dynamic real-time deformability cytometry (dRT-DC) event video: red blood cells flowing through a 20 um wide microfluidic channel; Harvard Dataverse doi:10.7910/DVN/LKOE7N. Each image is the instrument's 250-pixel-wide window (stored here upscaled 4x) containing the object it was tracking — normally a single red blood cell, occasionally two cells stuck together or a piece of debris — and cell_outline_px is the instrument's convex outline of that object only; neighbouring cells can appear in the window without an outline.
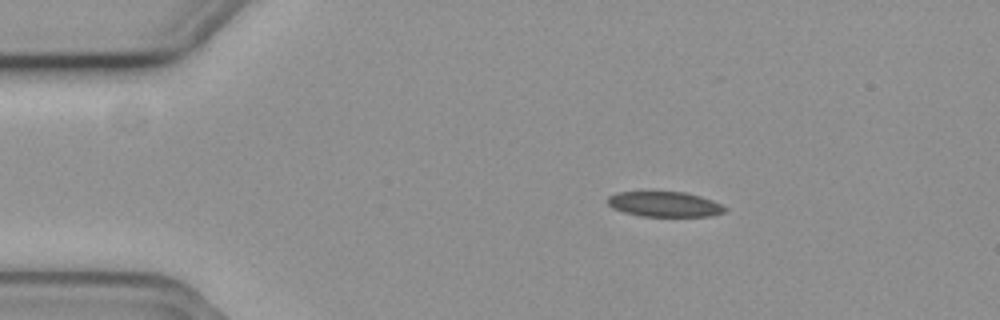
{"species": "common noctule bat (a hibernating species)", "species_latin": "Nyctalus noctula", "temperature_condition": "cold", "stored_images_in_passage": 47, "camera_frame_rate_fps": 3000, "um_per_image_px": 0.085, "animal": {"sex": "female", "body_mass_g": 19.3, "forearm_length_mm": 54.1}, "frame": {"image": 1, "passage_image": 1, "time_ms": 0.0, "image_size_px": [1000, 320], "cell_outline_px": [[728, 208], [724, 212], [712, 216], [640, 216], [624, 212], [612, 208], [608, 204], [608, 196], [616, 192], [684, 192], [700, 196], [712, 200]], "centroid_in_image_um": [56.48, 17.36], "position_along_channel_um": 28.5, "area_um2": 17.17}}
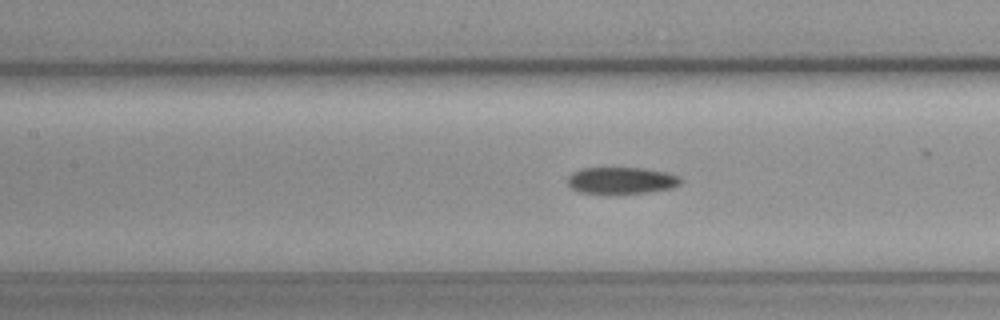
{"frame": {"image": 2, "passage_image": 16, "time_ms": 5.0, "image_size_px": [1000, 320], "cell_outline_px": [[684, 180], [680, 184], [672, 188], [648, 192], [616, 196], [580, 192], [572, 188], [568, 184], [568, 176], [572, 172], [580, 168], [644, 168], [668, 172], [680, 176]], "centroid_in_image_um": [52.84, 15.37], "position_along_channel_um": 154.6, "area_um2": 18.38}}
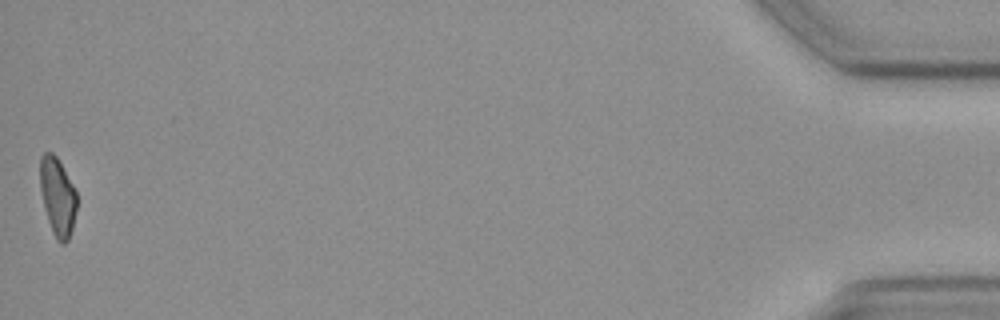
{"frame": {"image": 3, "passage_image": 47, "time_ms": 15.333, "image_size_px": [1000, 320], "cell_outline_px": [[76, 208], [72, 228], [68, 240], [64, 244], [60, 244], [56, 240], [52, 232], [48, 220], [40, 188], [40, 156], [44, 152], [52, 152], [56, 156], [72, 184], [76, 192]], "centroid_in_image_um": [4.88, 16.73], "position_along_channel_um": 430.3, "area_um2": 16.47}}